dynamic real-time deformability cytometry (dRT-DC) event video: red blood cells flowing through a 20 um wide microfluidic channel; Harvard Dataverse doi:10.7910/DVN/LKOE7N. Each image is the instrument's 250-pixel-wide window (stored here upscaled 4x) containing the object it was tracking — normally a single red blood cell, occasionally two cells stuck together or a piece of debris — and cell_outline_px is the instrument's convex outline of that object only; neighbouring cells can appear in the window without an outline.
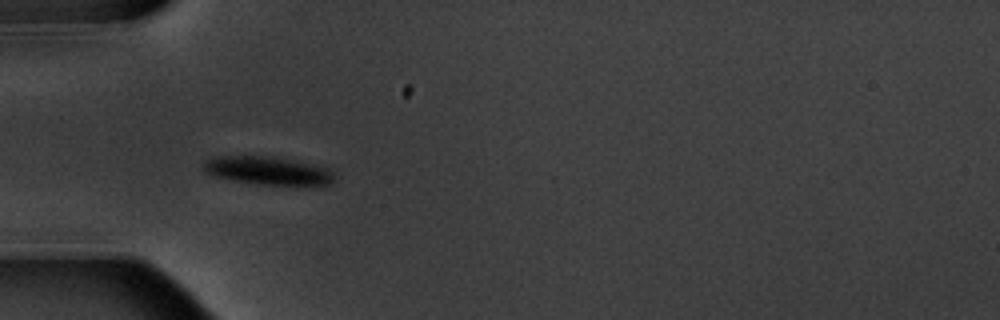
{"species": "common noctule bat (a hibernating species)", "species_latin": "Nyctalus noctula", "temperature_condition": "warm", "stored_images_in_passage": 9, "camera_frame_rate_fps": 3000, "um_per_image_px": 0.085, "animal": {"sex": "male", "body_mass_g": 20.1, "forearm_length_mm": 53.5}, "frame": {"image": 1, "passage_image": 4, "time_ms": 3.333, "image_size_px": [1000, 320], "cell_outline_px": [[336, 176], [328, 184], [316, 188], [256, 184], [232, 180], [212, 176], [204, 172], [200, 164], [208, 156], [272, 156], [328, 168]], "centroid_in_image_um": [22.74, 14.54], "position_along_channel_um": 62.3, "area_um2": 22.48}}
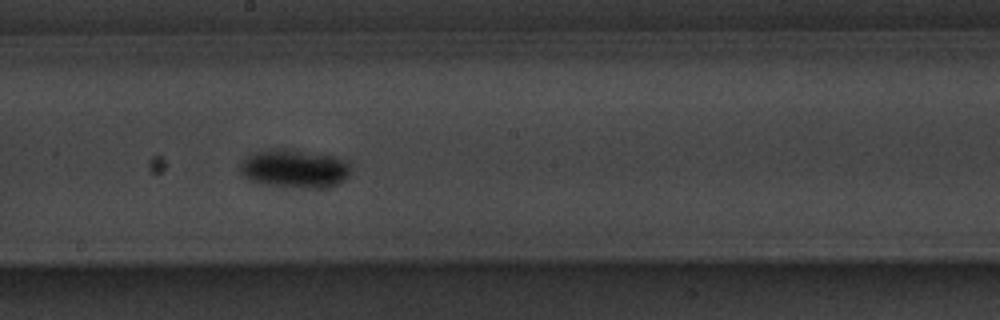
{"frame": {"image": 2, "passage_image": 8, "time_ms": 8.0, "image_size_px": [1000, 320], "cell_outline_px": [[352, 172], [340, 184], [324, 188], [300, 188], [264, 184], [240, 176], [240, 164], [252, 152], [268, 148], [296, 148], [332, 156], [344, 160], [352, 164]], "centroid_in_image_um": [25.06, 14.31], "position_along_channel_um": 223.1, "area_um2": 25.55}}
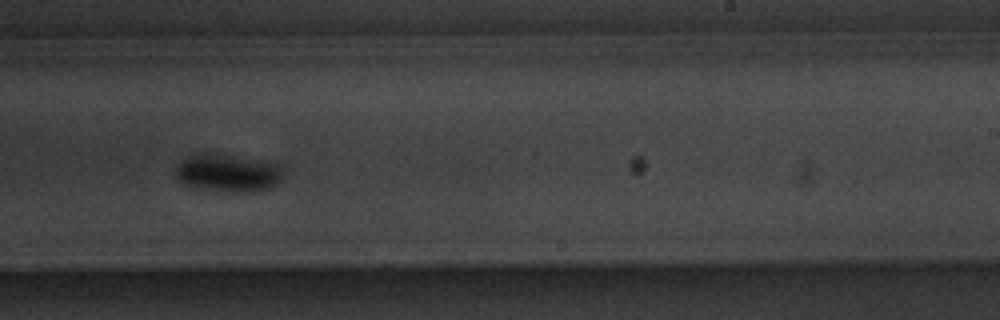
{"frame": {"image": 3, "passage_image": 9, "time_ms": 9.333, "image_size_px": [1000, 320], "cell_outline_px": [[280, 180], [272, 188], [252, 192], [212, 188], [188, 184], [180, 180], [176, 176], [176, 164], [180, 160], [196, 152], [216, 152], [264, 160], [280, 164]], "centroid_in_image_um": [19.38, 14.62], "position_along_channel_um": 269.6, "area_um2": 23.41}}